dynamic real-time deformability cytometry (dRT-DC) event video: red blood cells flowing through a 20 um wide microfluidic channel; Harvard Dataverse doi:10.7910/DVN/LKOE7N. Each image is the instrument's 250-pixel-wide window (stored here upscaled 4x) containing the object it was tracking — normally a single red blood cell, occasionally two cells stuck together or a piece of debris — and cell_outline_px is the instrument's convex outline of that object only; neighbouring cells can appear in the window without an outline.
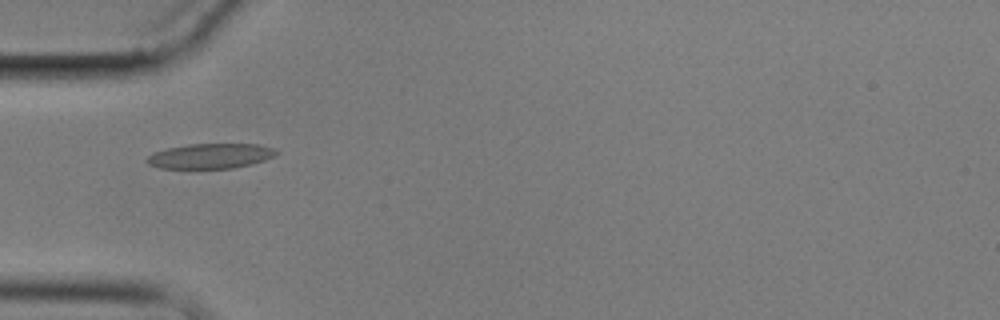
{"species": "common noctule bat (a hibernating species)", "species_latin": "Nyctalus noctula", "temperature_condition": "cold", "stored_images_in_passage": 12, "camera_frame_rate_fps": 3000, "um_per_image_px": 0.085, "animal": {"sex": "male", "body_mass_g": 17.9}, "frame": {"image": 1, "passage_image": 4, "time_ms": 5.333, "image_size_px": [1000, 320], "cell_outline_px": [[280, 152], [264, 160], [252, 164], [232, 168], [160, 168], [148, 164], [144, 160], [152, 152], [168, 148], [188, 144], [256, 144], [276, 148]], "centroid_in_image_um": [17.87, 13.25], "position_along_channel_um": 67.1, "area_um2": 18.9}}
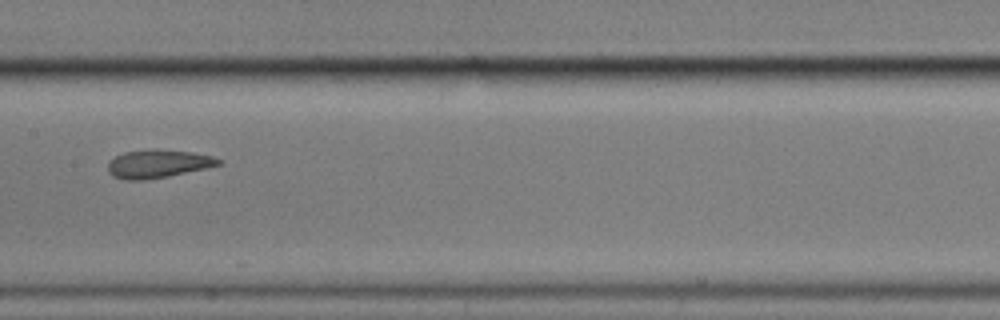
{"frame": {"image": 2, "passage_image": 7, "time_ms": 9.0, "image_size_px": [1000, 320], "cell_outline_px": [[224, 160], [220, 164], [204, 168], [168, 176], [144, 180], [124, 180], [112, 176], [108, 172], [108, 164], [116, 156], [124, 152], [152, 148], [156, 148], [192, 152], [212, 156]], "centroid_in_image_um": [13.41, 13.91], "position_along_channel_um": 194.0, "area_um2": 18.21}}
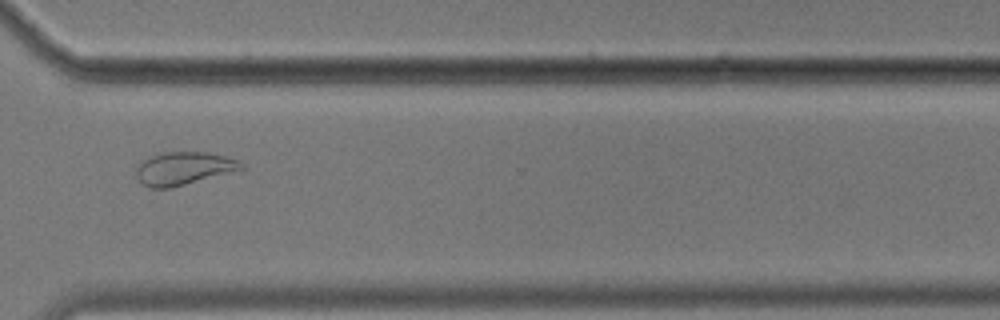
{"frame": {"image": 3, "passage_image": 11, "time_ms": 13.667, "image_size_px": [1000, 320], "cell_outline_px": [[248, 168], [168, 188], [148, 188], [136, 176], [136, 168], [140, 160], [156, 152], [208, 152], [240, 160]], "centroid_in_image_um": [15.6, 14.29], "position_along_channel_um": 355.0, "area_um2": 20.4}, "authors_computed_cell_mechanics": {"area_um2": 18.8139, "velocity_mm_per_s": 3.4675, "shape_relaxation_time_tau1_ms": null, "shape_relaxation_time_tau2_ms": 2.8444, "deformation_change_tau1": null, "deformation_change_tau2": 0.0647}}